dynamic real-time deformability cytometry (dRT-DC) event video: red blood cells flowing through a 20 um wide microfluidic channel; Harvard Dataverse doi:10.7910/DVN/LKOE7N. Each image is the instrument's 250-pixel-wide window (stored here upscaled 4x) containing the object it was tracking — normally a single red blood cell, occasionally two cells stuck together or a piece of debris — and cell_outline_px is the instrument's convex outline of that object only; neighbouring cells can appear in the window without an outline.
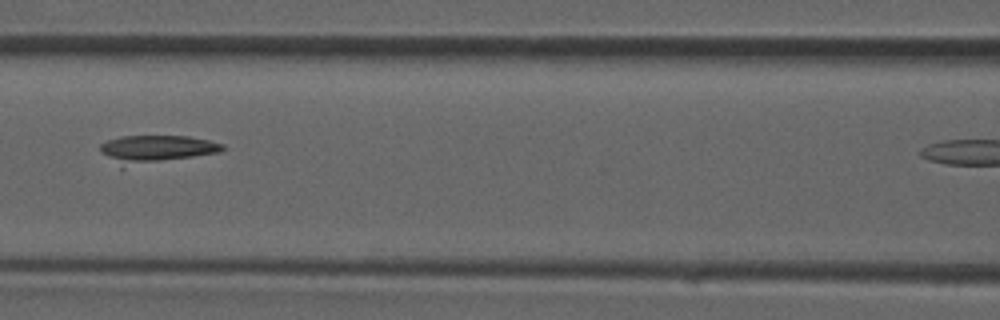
{"species": "common noctule bat (a hibernating species)", "species_latin": "Nyctalus noctula", "temperature_condition": "room temperature", "stored_images_in_passage": 28, "camera_frame_rate_fps": 3000, "um_per_image_px": 0.085, "animal": {"sex": "male", "forearm_length_mm": 52.5}, "frame": {"image": 1, "passage_image": 13, "time_ms": 4.0, "image_size_px": [1000, 320], "cell_outline_px": [[228, 148], [220, 152], [124, 168], [120, 168], [100, 152], [100, 144], [108, 140], [120, 136], [188, 136], [208, 140], [224, 144]], "centroid_in_image_um": [13.24, 12.69], "position_along_channel_um": 153.4, "area_um2": 20.06}}
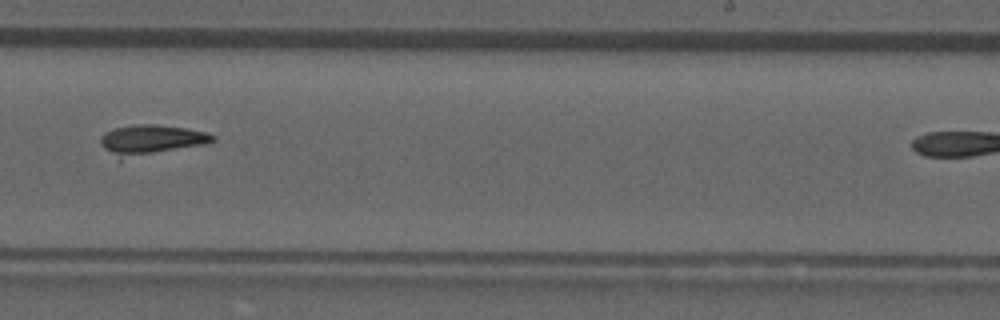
{"frame": {"image": 2, "passage_image": 20, "time_ms": 6.333, "image_size_px": [1000, 320], "cell_outline_px": [[216, 140], [208, 144], [120, 160], [104, 148], [100, 144], [100, 136], [104, 132], [112, 128], [136, 124], [152, 124], [188, 128], [208, 132], [216, 136]], "centroid_in_image_um": [12.86, 11.88], "position_along_channel_um": 276.1, "area_um2": 20.0}}